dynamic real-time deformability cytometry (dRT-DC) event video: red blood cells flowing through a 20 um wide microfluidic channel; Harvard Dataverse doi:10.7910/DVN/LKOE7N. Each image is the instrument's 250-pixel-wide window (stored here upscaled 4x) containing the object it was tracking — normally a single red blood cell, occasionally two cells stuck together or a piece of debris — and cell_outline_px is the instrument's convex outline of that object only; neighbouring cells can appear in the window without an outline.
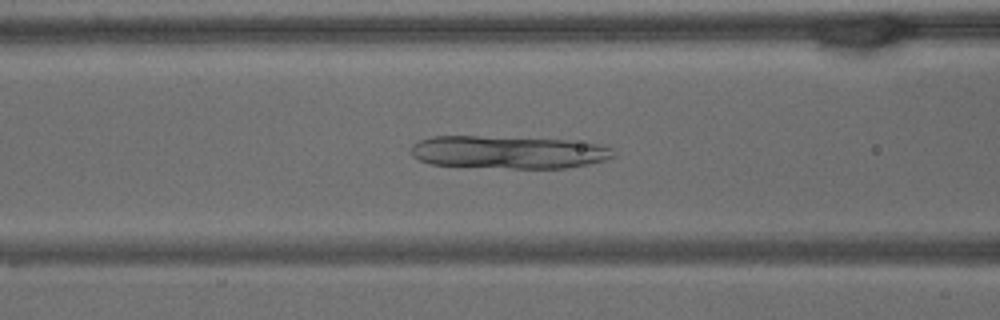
{"species": "common noctule bat (a hibernating species)", "species_latin": "Nyctalus noctula", "temperature_condition": "warm", "stored_images_in_passage": 62, "camera_frame_rate_fps": 3000, "um_per_image_px": 0.085, "animal": {"sex": "male", "body_mass_g": 15.6}, "frame": {"image": 1, "passage_image": 25, "time_ms": 8.0, "image_size_px": [1000, 320], "cell_outline_px": [[616, 156], [604, 160], [588, 164], [568, 168], [512, 168], [428, 164], [412, 156], [412, 144], [420, 140], [432, 136], [476, 136], [564, 140], [600, 144], [612, 148]], "centroid_in_image_um": [43.22, 12.94], "position_along_channel_um": 123.4, "area_um2": 38.49}}
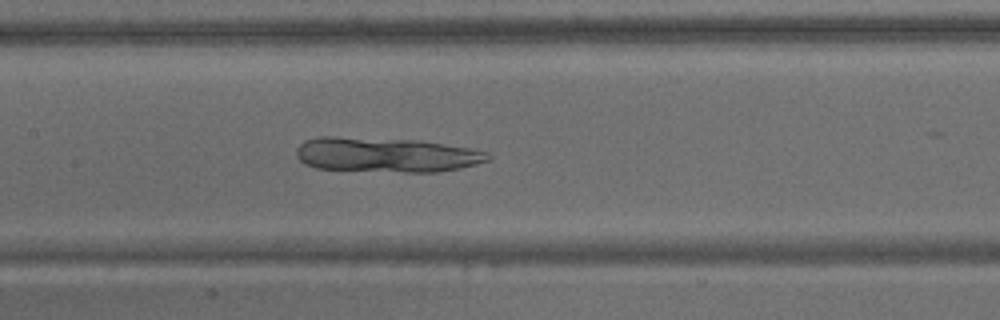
{"frame": {"image": 2, "passage_image": 30, "time_ms": 9.667, "image_size_px": [1000, 320], "cell_outline_px": [[492, 156], [488, 160], [476, 164], [460, 168], [436, 172], [404, 172], [316, 168], [304, 164], [296, 156], [296, 148], [304, 140], [320, 136], [336, 136], [416, 140], [468, 148], [488, 152]], "centroid_in_image_um": [32.78, 13.15], "position_along_channel_um": 174.6, "area_um2": 38.78}}
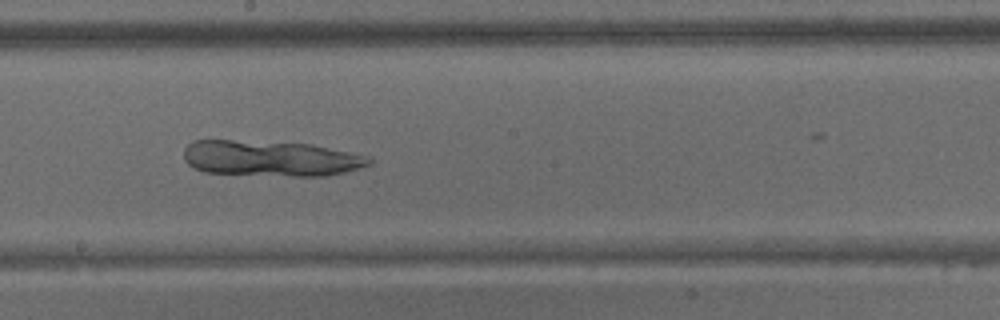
{"frame": {"image": 3, "passage_image": 35, "time_ms": 11.333, "image_size_px": [1000, 320], "cell_outline_px": [[372, 164], [344, 172], [328, 176], [292, 176], [204, 172], [192, 168], [184, 160], [184, 148], [192, 140], [232, 140], [312, 144], [348, 152], [364, 156], [372, 160]], "centroid_in_image_um": [22.95, 13.46], "position_along_channel_um": 225.3, "area_um2": 38.44}}